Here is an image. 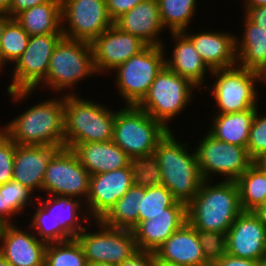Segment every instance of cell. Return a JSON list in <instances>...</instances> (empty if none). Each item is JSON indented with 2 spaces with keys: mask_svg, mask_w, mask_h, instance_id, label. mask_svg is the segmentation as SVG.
Returning a JSON list of instances; mask_svg holds the SVG:
<instances>
[{
  "mask_svg": "<svg viewBox=\"0 0 266 266\" xmlns=\"http://www.w3.org/2000/svg\"><path fill=\"white\" fill-rule=\"evenodd\" d=\"M174 133L169 131L158 143L144 170L171 191L177 201L188 205L199 192L204 179L194 147L192 149L188 141L182 143Z\"/></svg>",
  "mask_w": 266,
  "mask_h": 266,
  "instance_id": "6da1fadb",
  "label": "cell"
},
{
  "mask_svg": "<svg viewBox=\"0 0 266 266\" xmlns=\"http://www.w3.org/2000/svg\"><path fill=\"white\" fill-rule=\"evenodd\" d=\"M204 180L187 205V222L196 230L227 233L243 211L235 181Z\"/></svg>",
  "mask_w": 266,
  "mask_h": 266,
  "instance_id": "7a4b0ae2",
  "label": "cell"
},
{
  "mask_svg": "<svg viewBox=\"0 0 266 266\" xmlns=\"http://www.w3.org/2000/svg\"><path fill=\"white\" fill-rule=\"evenodd\" d=\"M0 129L19 145L64 143V95L36 102Z\"/></svg>",
  "mask_w": 266,
  "mask_h": 266,
  "instance_id": "3957f363",
  "label": "cell"
},
{
  "mask_svg": "<svg viewBox=\"0 0 266 266\" xmlns=\"http://www.w3.org/2000/svg\"><path fill=\"white\" fill-rule=\"evenodd\" d=\"M116 111L78 94L64 95V145L113 140Z\"/></svg>",
  "mask_w": 266,
  "mask_h": 266,
  "instance_id": "277c9868",
  "label": "cell"
},
{
  "mask_svg": "<svg viewBox=\"0 0 266 266\" xmlns=\"http://www.w3.org/2000/svg\"><path fill=\"white\" fill-rule=\"evenodd\" d=\"M169 131L138 106L124 105L116 110L112 141L133 161L145 167Z\"/></svg>",
  "mask_w": 266,
  "mask_h": 266,
  "instance_id": "5b68a950",
  "label": "cell"
},
{
  "mask_svg": "<svg viewBox=\"0 0 266 266\" xmlns=\"http://www.w3.org/2000/svg\"><path fill=\"white\" fill-rule=\"evenodd\" d=\"M92 76L96 77L97 73L91 44L83 40L62 37L53 50L47 76L35 91L46 87V91L53 90L60 95L78 94L72 91L73 88L83 82V79ZM66 90L70 91L64 93Z\"/></svg>",
  "mask_w": 266,
  "mask_h": 266,
  "instance_id": "8992f818",
  "label": "cell"
},
{
  "mask_svg": "<svg viewBox=\"0 0 266 266\" xmlns=\"http://www.w3.org/2000/svg\"><path fill=\"white\" fill-rule=\"evenodd\" d=\"M63 33L30 36L23 54L13 64L7 94L13 103L28 100L34 90L45 80L53 50Z\"/></svg>",
  "mask_w": 266,
  "mask_h": 266,
  "instance_id": "52a82bcc",
  "label": "cell"
},
{
  "mask_svg": "<svg viewBox=\"0 0 266 266\" xmlns=\"http://www.w3.org/2000/svg\"><path fill=\"white\" fill-rule=\"evenodd\" d=\"M194 90L200 89L189 79L174 73L165 65L157 74L147 95L137 106L167 129L174 131L168 123L177 119L175 117H179V114L190 106L195 97Z\"/></svg>",
  "mask_w": 266,
  "mask_h": 266,
  "instance_id": "ba28073f",
  "label": "cell"
},
{
  "mask_svg": "<svg viewBox=\"0 0 266 266\" xmlns=\"http://www.w3.org/2000/svg\"><path fill=\"white\" fill-rule=\"evenodd\" d=\"M210 76L215 80L203 90L211 92L217 113L242 112L258 106L260 92L256 83L261 84L260 73L236 65L213 70Z\"/></svg>",
  "mask_w": 266,
  "mask_h": 266,
  "instance_id": "9c48e42d",
  "label": "cell"
},
{
  "mask_svg": "<svg viewBox=\"0 0 266 266\" xmlns=\"http://www.w3.org/2000/svg\"><path fill=\"white\" fill-rule=\"evenodd\" d=\"M166 49L165 46L147 45L112 71L125 105L137 106L147 95L157 74L166 65Z\"/></svg>",
  "mask_w": 266,
  "mask_h": 266,
  "instance_id": "30bf717a",
  "label": "cell"
},
{
  "mask_svg": "<svg viewBox=\"0 0 266 266\" xmlns=\"http://www.w3.org/2000/svg\"><path fill=\"white\" fill-rule=\"evenodd\" d=\"M194 150L204 180L236 181L253 163L246 147L215 139L208 132L198 141Z\"/></svg>",
  "mask_w": 266,
  "mask_h": 266,
  "instance_id": "8fae6325",
  "label": "cell"
},
{
  "mask_svg": "<svg viewBox=\"0 0 266 266\" xmlns=\"http://www.w3.org/2000/svg\"><path fill=\"white\" fill-rule=\"evenodd\" d=\"M91 224L98 229L92 231L89 228ZM75 238L82 247L87 263L105 262L117 266L138 251L132 230L109 227L101 220L88 222V227Z\"/></svg>",
  "mask_w": 266,
  "mask_h": 266,
  "instance_id": "7c38bea8",
  "label": "cell"
},
{
  "mask_svg": "<svg viewBox=\"0 0 266 266\" xmlns=\"http://www.w3.org/2000/svg\"><path fill=\"white\" fill-rule=\"evenodd\" d=\"M144 173V167L133 161L127 167L90 176L84 206L89 218L101 220Z\"/></svg>",
  "mask_w": 266,
  "mask_h": 266,
  "instance_id": "4fadbf2b",
  "label": "cell"
},
{
  "mask_svg": "<svg viewBox=\"0 0 266 266\" xmlns=\"http://www.w3.org/2000/svg\"><path fill=\"white\" fill-rule=\"evenodd\" d=\"M89 185L90 174L82 166L75 152L64 147L47 166L42 192L50 196L76 198L83 200L85 204Z\"/></svg>",
  "mask_w": 266,
  "mask_h": 266,
  "instance_id": "5bb4252c",
  "label": "cell"
},
{
  "mask_svg": "<svg viewBox=\"0 0 266 266\" xmlns=\"http://www.w3.org/2000/svg\"><path fill=\"white\" fill-rule=\"evenodd\" d=\"M63 37L91 43L111 27L105 0H61Z\"/></svg>",
  "mask_w": 266,
  "mask_h": 266,
  "instance_id": "9a60e30c",
  "label": "cell"
},
{
  "mask_svg": "<svg viewBox=\"0 0 266 266\" xmlns=\"http://www.w3.org/2000/svg\"><path fill=\"white\" fill-rule=\"evenodd\" d=\"M90 44L94 68L100 76L112 72L147 46L139 37L120 30L114 24Z\"/></svg>",
  "mask_w": 266,
  "mask_h": 266,
  "instance_id": "2e32d148",
  "label": "cell"
},
{
  "mask_svg": "<svg viewBox=\"0 0 266 266\" xmlns=\"http://www.w3.org/2000/svg\"><path fill=\"white\" fill-rule=\"evenodd\" d=\"M227 254L266 262V225L253 211H242L226 233Z\"/></svg>",
  "mask_w": 266,
  "mask_h": 266,
  "instance_id": "e0dca14e",
  "label": "cell"
},
{
  "mask_svg": "<svg viewBox=\"0 0 266 266\" xmlns=\"http://www.w3.org/2000/svg\"><path fill=\"white\" fill-rule=\"evenodd\" d=\"M64 147V143L35 146L16 144L12 180L34 194L41 193L47 166Z\"/></svg>",
  "mask_w": 266,
  "mask_h": 266,
  "instance_id": "ac0fdd59",
  "label": "cell"
},
{
  "mask_svg": "<svg viewBox=\"0 0 266 266\" xmlns=\"http://www.w3.org/2000/svg\"><path fill=\"white\" fill-rule=\"evenodd\" d=\"M46 246L30 227L0 225V254L12 266H44Z\"/></svg>",
  "mask_w": 266,
  "mask_h": 266,
  "instance_id": "d6986e66",
  "label": "cell"
},
{
  "mask_svg": "<svg viewBox=\"0 0 266 266\" xmlns=\"http://www.w3.org/2000/svg\"><path fill=\"white\" fill-rule=\"evenodd\" d=\"M187 222V205L177 201L166 213L141 221L132 231L138 250L155 252Z\"/></svg>",
  "mask_w": 266,
  "mask_h": 266,
  "instance_id": "ffe728a7",
  "label": "cell"
},
{
  "mask_svg": "<svg viewBox=\"0 0 266 266\" xmlns=\"http://www.w3.org/2000/svg\"><path fill=\"white\" fill-rule=\"evenodd\" d=\"M190 31V32H188ZM182 33L193 43L203 62L211 70L230 68L237 65L235 35L229 32L205 30Z\"/></svg>",
  "mask_w": 266,
  "mask_h": 266,
  "instance_id": "44dd1931",
  "label": "cell"
},
{
  "mask_svg": "<svg viewBox=\"0 0 266 266\" xmlns=\"http://www.w3.org/2000/svg\"><path fill=\"white\" fill-rule=\"evenodd\" d=\"M120 30L139 37L147 45L164 46L161 40L162 25L157 0H143L114 21Z\"/></svg>",
  "mask_w": 266,
  "mask_h": 266,
  "instance_id": "7402d4cb",
  "label": "cell"
},
{
  "mask_svg": "<svg viewBox=\"0 0 266 266\" xmlns=\"http://www.w3.org/2000/svg\"><path fill=\"white\" fill-rule=\"evenodd\" d=\"M155 258L190 266H211L205 259L197 230L186 222L154 252Z\"/></svg>",
  "mask_w": 266,
  "mask_h": 266,
  "instance_id": "603a6c76",
  "label": "cell"
},
{
  "mask_svg": "<svg viewBox=\"0 0 266 266\" xmlns=\"http://www.w3.org/2000/svg\"><path fill=\"white\" fill-rule=\"evenodd\" d=\"M169 36L175 42L171 55L165 58L166 66L181 77L189 79L201 90L207 85V76L212 71L203 62L193 43L182 32H170Z\"/></svg>",
  "mask_w": 266,
  "mask_h": 266,
  "instance_id": "cb8c5ba5",
  "label": "cell"
},
{
  "mask_svg": "<svg viewBox=\"0 0 266 266\" xmlns=\"http://www.w3.org/2000/svg\"><path fill=\"white\" fill-rule=\"evenodd\" d=\"M72 150L90 176L121 169L133 162L112 140L76 144Z\"/></svg>",
  "mask_w": 266,
  "mask_h": 266,
  "instance_id": "d4e9b609",
  "label": "cell"
},
{
  "mask_svg": "<svg viewBox=\"0 0 266 266\" xmlns=\"http://www.w3.org/2000/svg\"><path fill=\"white\" fill-rule=\"evenodd\" d=\"M242 36L235 37L237 65L258 73L266 69V34L243 15Z\"/></svg>",
  "mask_w": 266,
  "mask_h": 266,
  "instance_id": "484cf974",
  "label": "cell"
},
{
  "mask_svg": "<svg viewBox=\"0 0 266 266\" xmlns=\"http://www.w3.org/2000/svg\"><path fill=\"white\" fill-rule=\"evenodd\" d=\"M256 108L234 113H214L208 133L217 140L246 147Z\"/></svg>",
  "mask_w": 266,
  "mask_h": 266,
  "instance_id": "4316f807",
  "label": "cell"
},
{
  "mask_svg": "<svg viewBox=\"0 0 266 266\" xmlns=\"http://www.w3.org/2000/svg\"><path fill=\"white\" fill-rule=\"evenodd\" d=\"M37 202L73 236L78 235L86 227L87 221L91 222L85 206L76 198L64 196H40L37 194ZM47 197V198H46ZM84 209V210H83ZM87 215V216H86ZM86 223V224H83Z\"/></svg>",
  "mask_w": 266,
  "mask_h": 266,
  "instance_id": "83f0119b",
  "label": "cell"
},
{
  "mask_svg": "<svg viewBox=\"0 0 266 266\" xmlns=\"http://www.w3.org/2000/svg\"><path fill=\"white\" fill-rule=\"evenodd\" d=\"M29 36L62 33L61 0H49L15 17Z\"/></svg>",
  "mask_w": 266,
  "mask_h": 266,
  "instance_id": "f1b7e54d",
  "label": "cell"
},
{
  "mask_svg": "<svg viewBox=\"0 0 266 266\" xmlns=\"http://www.w3.org/2000/svg\"><path fill=\"white\" fill-rule=\"evenodd\" d=\"M141 204V177L115 203L101 221L113 228L133 230L138 225Z\"/></svg>",
  "mask_w": 266,
  "mask_h": 266,
  "instance_id": "f546056e",
  "label": "cell"
},
{
  "mask_svg": "<svg viewBox=\"0 0 266 266\" xmlns=\"http://www.w3.org/2000/svg\"><path fill=\"white\" fill-rule=\"evenodd\" d=\"M176 202L177 200L171 191L144 173L141 176V204L138 211V224L158 214L166 213V208L172 207Z\"/></svg>",
  "mask_w": 266,
  "mask_h": 266,
  "instance_id": "4dcf8cb0",
  "label": "cell"
},
{
  "mask_svg": "<svg viewBox=\"0 0 266 266\" xmlns=\"http://www.w3.org/2000/svg\"><path fill=\"white\" fill-rule=\"evenodd\" d=\"M235 182L243 211H253L266 201V173L254 163Z\"/></svg>",
  "mask_w": 266,
  "mask_h": 266,
  "instance_id": "1f68e13d",
  "label": "cell"
},
{
  "mask_svg": "<svg viewBox=\"0 0 266 266\" xmlns=\"http://www.w3.org/2000/svg\"><path fill=\"white\" fill-rule=\"evenodd\" d=\"M163 27L170 32H183L191 26L199 1L197 0H157Z\"/></svg>",
  "mask_w": 266,
  "mask_h": 266,
  "instance_id": "d6a6232c",
  "label": "cell"
},
{
  "mask_svg": "<svg viewBox=\"0 0 266 266\" xmlns=\"http://www.w3.org/2000/svg\"><path fill=\"white\" fill-rule=\"evenodd\" d=\"M30 36L16 21L11 18L5 25L0 40V72L23 54L26 49Z\"/></svg>",
  "mask_w": 266,
  "mask_h": 266,
  "instance_id": "836d02e7",
  "label": "cell"
},
{
  "mask_svg": "<svg viewBox=\"0 0 266 266\" xmlns=\"http://www.w3.org/2000/svg\"><path fill=\"white\" fill-rule=\"evenodd\" d=\"M37 204V205H36ZM35 209L32 216H30L31 222L28 226L32 229L33 233L46 243L62 242L70 240L73 236L59 223L58 219H55L50 213H48L38 202L33 205ZM37 207V208H36Z\"/></svg>",
  "mask_w": 266,
  "mask_h": 266,
  "instance_id": "e575fe53",
  "label": "cell"
},
{
  "mask_svg": "<svg viewBox=\"0 0 266 266\" xmlns=\"http://www.w3.org/2000/svg\"><path fill=\"white\" fill-rule=\"evenodd\" d=\"M78 240L73 237L62 242L47 243L44 266H87Z\"/></svg>",
  "mask_w": 266,
  "mask_h": 266,
  "instance_id": "d590c367",
  "label": "cell"
},
{
  "mask_svg": "<svg viewBox=\"0 0 266 266\" xmlns=\"http://www.w3.org/2000/svg\"><path fill=\"white\" fill-rule=\"evenodd\" d=\"M37 196L19 182L11 180L4 184L5 206H8V224H13L15 216L23 215L29 205H34Z\"/></svg>",
  "mask_w": 266,
  "mask_h": 266,
  "instance_id": "8d00e7d4",
  "label": "cell"
},
{
  "mask_svg": "<svg viewBox=\"0 0 266 266\" xmlns=\"http://www.w3.org/2000/svg\"><path fill=\"white\" fill-rule=\"evenodd\" d=\"M197 238L202 246L205 259L210 264L227 253L225 233L197 230Z\"/></svg>",
  "mask_w": 266,
  "mask_h": 266,
  "instance_id": "74e56055",
  "label": "cell"
},
{
  "mask_svg": "<svg viewBox=\"0 0 266 266\" xmlns=\"http://www.w3.org/2000/svg\"><path fill=\"white\" fill-rule=\"evenodd\" d=\"M259 107L258 105L256 108L246 146L253 160L266 151V112L265 115H261L258 111L261 110Z\"/></svg>",
  "mask_w": 266,
  "mask_h": 266,
  "instance_id": "f35d334b",
  "label": "cell"
},
{
  "mask_svg": "<svg viewBox=\"0 0 266 266\" xmlns=\"http://www.w3.org/2000/svg\"><path fill=\"white\" fill-rule=\"evenodd\" d=\"M16 143L0 129V186L13 178Z\"/></svg>",
  "mask_w": 266,
  "mask_h": 266,
  "instance_id": "ab89813d",
  "label": "cell"
},
{
  "mask_svg": "<svg viewBox=\"0 0 266 266\" xmlns=\"http://www.w3.org/2000/svg\"><path fill=\"white\" fill-rule=\"evenodd\" d=\"M108 13L113 22L121 15L130 11L143 0H105Z\"/></svg>",
  "mask_w": 266,
  "mask_h": 266,
  "instance_id": "60d3db41",
  "label": "cell"
},
{
  "mask_svg": "<svg viewBox=\"0 0 266 266\" xmlns=\"http://www.w3.org/2000/svg\"><path fill=\"white\" fill-rule=\"evenodd\" d=\"M154 262L155 255L153 252L138 250L117 266H154Z\"/></svg>",
  "mask_w": 266,
  "mask_h": 266,
  "instance_id": "b9f144b4",
  "label": "cell"
},
{
  "mask_svg": "<svg viewBox=\"0 0 266 266\" xmlns=\"http://www.w3.org/2000/svg\"><path fill=\"white\" fill-rule=\"evenodd\" d=\"M211 266H266V262L237 258L226 253L219 260L213 262Z\"/></svg>",
  "mask_w": 266,
  "mask_h": 266,
  "instance_id": "7bdbcfd3",
  "label": "cell"
},
{
  "mask_svg": "<svg viewBox=\"0 0 266 266\" xmlns=\"http://www.w3.org/2000/svg\"><path fill=\"white\" fill-rule=\"evenodd\" d=\"M244 12V15L250 21L259 25L266 34V6L248 7Z\"/></svg>",
  "mask_w": 266,
  "mask_h": 266,
  "instance_id": "ee69618b",
  "label": "cell"
},
{
  "mask_svg": "<svg viewBox=\"0 0 266 266\" xmlns=\"http://www.w3.org/2000/svg\"><path fill=\"white\" fill-rule=\"evenodd\" d=\"M49 0H12L8 11L6 12L11 18H15L21 12L48 2Z\"/></svg>",
  "mask_w": 266,
  "mask_h": 266,
  "instance_id": "f6af8a7d",
  "label": "cell"
},
{
  "mask_svg": "<svg viewBox=\"0 0 266 266\" xmlns=\"http://www.w3.org/2000/svg\"><path fill=\"white\" fill-rule=\"evenodd\" d=\"M8 224V206H5L4 184L0 186V225Z\"/></svg>",
  "mask_w": 266,
  "mask_h": 266,
  "instance_id": "bcb514c9",
  "label": "cell"
},
{
  "mask_svg": "<svg viewBox=\"0 0 266 266\" xmlns=\"http://www.w3.org/2000/svg\"><path fill=\"white\" fill-rule=\"evenodd\" d=\"M253 212L260 218V220L266 225V201L260 204Z\"/></svg>",
  "mask_w": 266,
  "mask_h": 266,
  "instance_id": "7dc6e473",
  "label": "cell"
},
{
  "mask_svg": "<svg viewBox=\"0 0 266 266\" xmlns=\"http://www.w3.org/2000/svg\"><path fill=\"white\" fill-rule=\"evenodd\" d=\"M243 5L241 7L244 8L243 12L248 8V7H255V6H266V0H243L242 1Z\"/></svg>",
  "mask_w": 266,
  "mask_h": 266,
  "instance_id": "c3c4849f",
  "label": "cell"
},
{
  "mask_svg": "<svg viewBox=\"0 0 266 266\" xmlns=\"http://www.w3.org/2000/svg\"><path fill=\"white\" fill-rule=\"evenodd\" d=\"M254 164L266 173V151L254 160Z\"/></svg>",
  "mask_w": 266,
  "mask_h": 266,
  "instance_id": "681fc988",
  "label": "cell"
},
{
  "mask_svg": "<svg viewBox=\"0 0 266 266\" xmlns=\"http://www.w3.org/2000/svg\"><path fill=\"white\" fill-rule=\"evenodd\" d=\"M10 19L11 17L7 13L0 12V40L4 31V27Z\"/></svg>",
  "mask_w": 266,
  "mask_h": 266,
  "instance_id": "f907efd6",
  "label": "cell"
},
{
  "mask_svg": "<svg viewBox=\"0 0 266 266\" xmlns=\"http://www.w3.org/2000/svg\"><path fill=\"white\" fill-rule=\"evenodd\" d=\"M154 266H190V265L170 263L155 258Z\"/></svg>",
  "mask_w": 266,
  "mask_h": 266,
  "instance_id": "816d5d0a",
  "label": "cell"
},
{
  "mask_svg": "<svg viewBox=\"0 0 266 266\" xmlns=\"http://www.w3.org/2000/svg\"><path fill=\"white\" fill-rule=\"evenodd\" d=\"M12 0H0V12H7Z\"/></svg>",
  "mask_w": 266,
  "mask_h": 266,
  "instance_id": "f5cc1de1",
  "label": "cell"
},
{
  "mask_svg": "<svg viewBox=\"0 0 266 266\" xmlns=\"http://www.w3.org/2000/svg\"><path fill=\"white\" fill-rule=\"evenodd\" d=\"M87 266H116L114 264H109V263H101V262H96V263H88Z\"/></svg>",
  "mask_w": 266,
  "mask_h": 266,
  "instance_id": "db71d44e",
  "label": "cell"
},
{
  "mask_svg": "<svg viewBox=\"0 0 266 266\" xmlns=\"http://www.w3.org/2000/svg\"><path fill=\"white\" fill-rule=\"evenodd\" d=\"M0 266H12V265L0 254Z\"/></svg>",
  "mask_w": 266,
  "mask_h": 266,
  "instance_id": "11a10c76",
  "label": "cell"
},
{
  "mask_svg": "<svg viewBox=\"0 0 266 266\" xmlns=\"http://www.w3.org/2000/svg\"><path fill=\"white\" fill-rule=\"evenodd\" d=\"M261 75V83L266 86V69L260 74Z\"/></svg>",
  "mask_w": 266,
  "mask_h": 266,
  "instance_id": "9f6ffc18",
  "label": "cell"
}]
</instances>
